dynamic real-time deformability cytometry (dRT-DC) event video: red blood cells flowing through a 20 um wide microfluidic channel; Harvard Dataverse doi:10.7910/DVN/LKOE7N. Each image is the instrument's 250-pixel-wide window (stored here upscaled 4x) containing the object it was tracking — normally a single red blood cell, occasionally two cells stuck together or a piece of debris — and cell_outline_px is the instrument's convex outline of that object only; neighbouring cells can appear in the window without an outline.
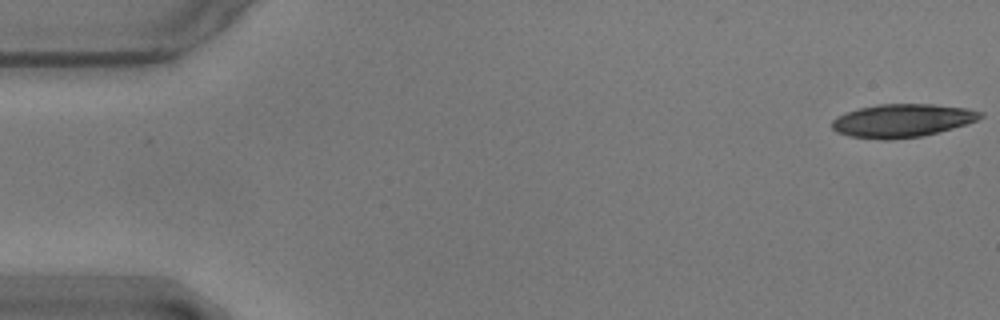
{"species": "common noctule bat (a hibernating species)", "species_latin": "Nyctalus noctula", "temperature_condition": "warm", "stored_images_in_passage": 19, "camera_frame_rate_fps": 3000, "um_per_image_px": 0.085, "animal": {"sex": "male", "body_mass_g": 17.9}, "frame": {"image": 1, "passage_image": 1, "time_ms": 0.0, "image_size_px": [1000, 320], "cell_outline_px": [[984, 116], [976, 120], [952, 128], [920, 136], [888, 140], [880, 140], [848, 136], [836, 132], [832, 128], [832, 120], [836, 116], [844, 112], [860, 108], [880, 104], [932, 104], [968, 108], [984, 112]], "centroid_in_image_um": [76.65, 10.24], "position_along_channel_um": 8.4, "area_um2": 28.73}}